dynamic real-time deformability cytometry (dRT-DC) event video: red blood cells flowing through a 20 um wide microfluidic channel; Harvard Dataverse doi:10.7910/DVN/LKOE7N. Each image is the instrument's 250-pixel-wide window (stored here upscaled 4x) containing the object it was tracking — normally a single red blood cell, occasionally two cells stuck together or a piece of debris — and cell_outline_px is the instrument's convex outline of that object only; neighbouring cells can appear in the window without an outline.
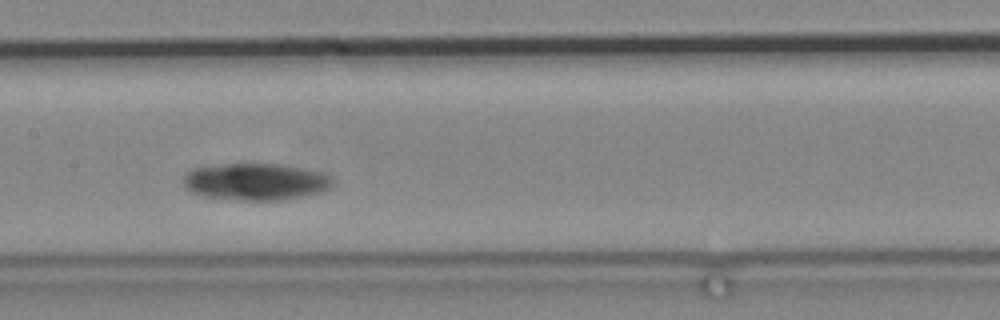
{"species": "common noctule bat (a hibernating species)", "species_latin": "Nyctalus noctula", "temperature_condition": "cold", "stored_images_in_passage": 48, "camera_frame_rate_fps": 3000, "um_per_image_px": 0.085, "animal": {"sex": "male", "body_mass_g": 19.2, "forearm_length_mm": 51.8}, "frame": {"image": 1, "passage_image": 14, "time_ms": 4.333, "image_size_px": [1000, 320], "cell_outline_px": [[332, 188], [324, 192], [308, 196], [284, 200], [240, 200], [204, 196], [192, 192], [184, 188], [184, 176], [188, 172], [196, 168], [224, 164], [280, 164], [316, 172], [332, 176]], "centroid_in_image_um": [21.77, 15.47], "position_along_channel_um": 185.6, "area_um2": 32.02}}
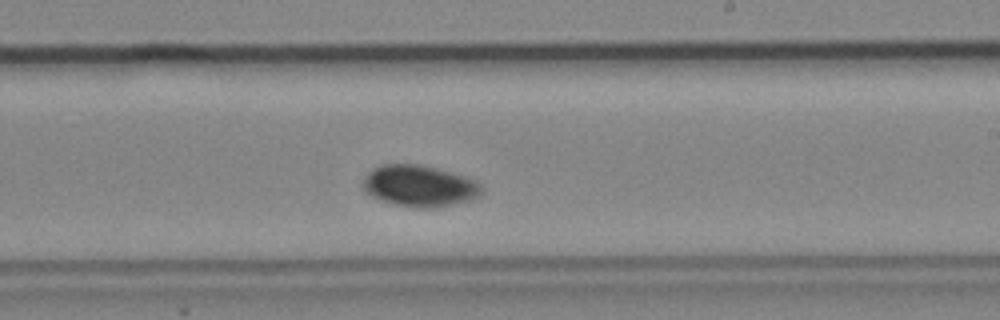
{"frame": {"image": 2, "passage_image": 21, "time_ms": 6.667, "image_size_px": [1000, 320], "cell_outline_px": [[484, 188], [480, 196], [472, 200], [436, 208], [412, 208], [392, 204], [380, 200], [364, 192], [360, 184], [368, 172], [372, 168], [384, 164], [416, 164], [436, 168], [464, 176], [476, 180]], "centroid_in_image_um": [35.64, 15.82], "position_along_channel_um": 253.4, "area_um2": 29.13}}